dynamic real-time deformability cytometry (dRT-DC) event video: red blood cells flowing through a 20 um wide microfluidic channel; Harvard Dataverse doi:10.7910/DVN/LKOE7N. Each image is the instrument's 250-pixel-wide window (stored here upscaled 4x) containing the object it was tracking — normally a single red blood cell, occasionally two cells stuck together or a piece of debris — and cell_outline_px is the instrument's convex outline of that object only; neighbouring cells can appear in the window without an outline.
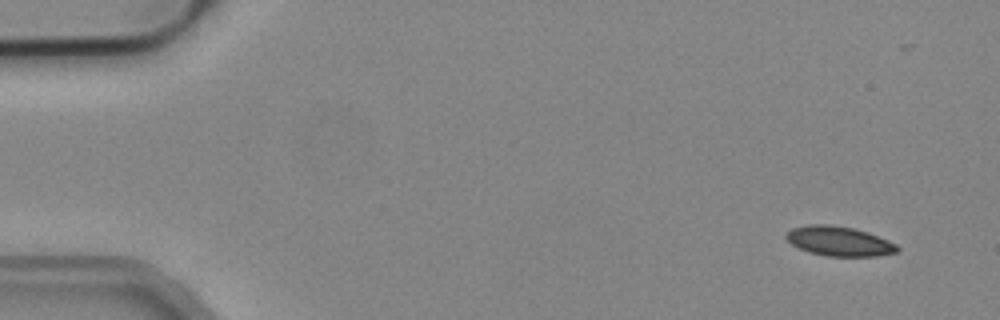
{"species": "common noctule bat (a hibernating species)", "species_latin": "Nyctalus noctula", "temperature_condition": "cold", "stored_images_in_passage": 6, "camera_frame_rate_fps": 3000, "um_per_image_px": 0.085, "animal": {"sex": "male", "body_mass_g": 19.2, "forearm_length_mm": 51.8}, "frame": {"image": 1, "passage_image": 1, "time_ms": 0.0, "image_size_px": [1000, 320], "cell_outline_px": [[900, 248], [896, 252], [876, 256], [828, 256], [808, 252], [792, 244], [784, 236], [792, 228], [808, 224], [828, 224], [852, 228], [868, 232], [888, 240], [896, 244]], "centroid_in_image_um": [71.32, 20.5], "position_along_channel_um": 13.7, "area_um2": 19.07}}
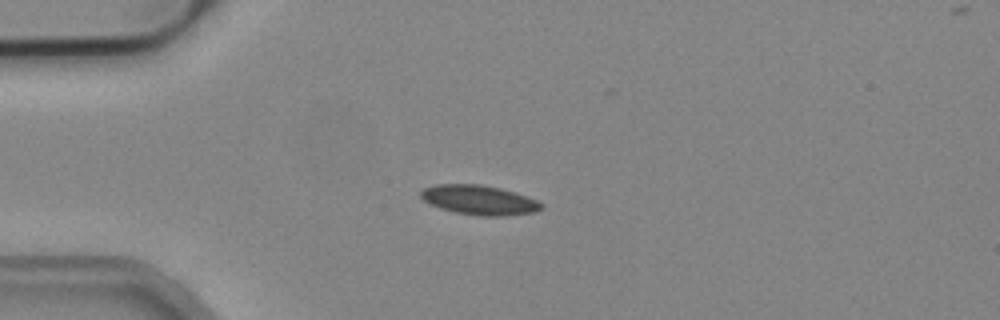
{"frame": {"image": 2, "passage_image": 4, "time_ms": 1.0, "image_size_px": [1000, 320], "cell_outline_px": [[544, 208], [532, 212], [504, 216], [480, 216], [456, 212], [440, 208], [424, 200], [420, 196], [420, 192], [424, 188], [436, 184], [480, 184], [500, 188], [536, 200], [544, 204]], "centroid_in_image_um": [40.72, 17.0], "position_along_channel_um": 44.3, "area_um2": 20.52}}